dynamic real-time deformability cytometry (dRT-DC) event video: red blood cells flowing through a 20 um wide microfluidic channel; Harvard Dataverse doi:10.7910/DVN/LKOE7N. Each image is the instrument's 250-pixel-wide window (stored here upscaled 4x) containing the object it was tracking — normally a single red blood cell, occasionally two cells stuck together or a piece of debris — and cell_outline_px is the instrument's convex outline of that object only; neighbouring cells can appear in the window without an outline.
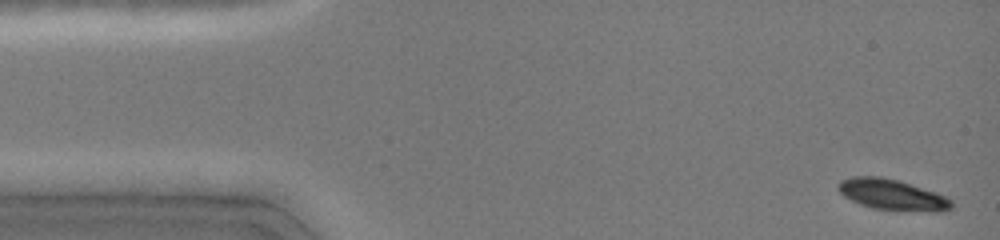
{"species": "common noctule bat (a hibernating species)", "species_latin": "Nyctalus noctula", "temperature_condition": "cold", "stored_images_in_passage": 43, "camera_frame_rate_fps": 3000, "um_per_image_px": 0.085, "animal": {"sex": "female", "body_mass_g": 19.0, "forearm_length_mm": 51.5}, "frame": {"image": 1, "passage_image": 2, "time_ms": 0.333, "image_size_px": [1000, 240], "cell_outline_px": [[952, 208], [944, 212], [932, 212], [872, 208], [860, 204], [844, 196], [840, 192], [836, 184], [840, 180], [852, 176], [880, 176], [896, 180], [936, 192], [952, 200]], "centroid_in_image_um": [75.83, 16.55], "position_along_channel_um": 9.2, "area_um2": 20.29}}
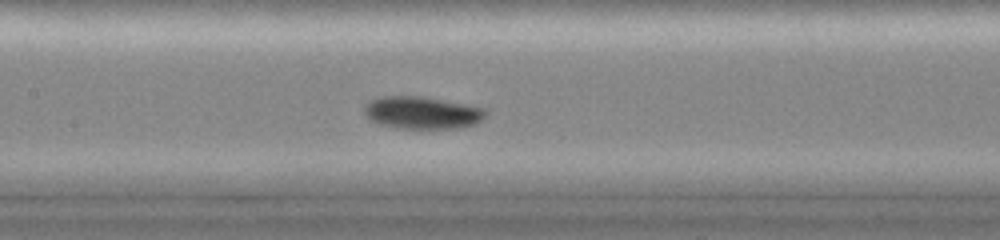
{"frame": {"image": 2, "passage_image": 24, "time_ms": 7.0, "image_size_px": [1000, 240], "cell_outline_px": [[488, 112], [476, 124], [456, 128], [396, 128], [380, 124], [368, 120], [364, 112], [364, 108], [368, 100], [380, 96], [420, 96], [464, 104], [484, 108]], "centroid_in_image_um": [35.82, 9.58], "position_along_channel_um": 171.6, "area_um2": 22.89}}
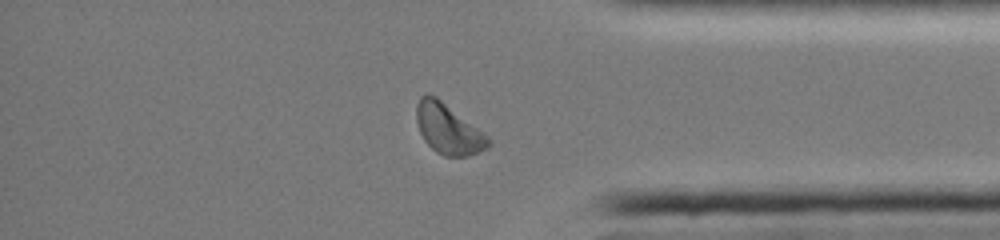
{"frame": {"image": 3, "passage_image": 38, "time_ms": 12.667, "image_size_px": [1000, 240], "cell_outline_px": [[492, 144], [488, 148], [468, 156], [444, 156], [436, 152], [424, 140], [420, 132], [416, 120], [416, 104], [420, 96], [428, 92], [436, 96], [484, 132], [488, 136]], "centroid_in_image_um": [38.1, 10.95], "position_along_channel_um": 397.1, "area_um2": 21.15}, "authors_computed_cell_mechanics": {"area_um2": 21.3282, "velocity_mm_per_s": 4.0672, "shape_relaxation_time_tau1_ms": 1.7027, "shape_relaxation_time_tau2_ms": null, "deformation_change_tau1": 0.1266, "deformation_change_tau2": null}}